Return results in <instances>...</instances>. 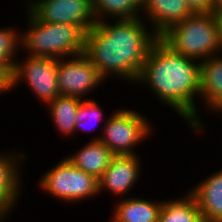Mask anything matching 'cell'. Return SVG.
I'll return each instance as SVG.
<instances>
[{
	"label": "cell",
	"mask_w": 222,
	"mask_h": 222,
	"mask_svg": "<svg viewBox=\"0 0 222 222\" xmlns=\"http://www.w3.org/2000/svg\"><path fill=\"white\" fill-rule=\"evenodd\" d=\"M143 18L105 20L85 33L84 54L107 80L108 76L136 83L152 44L159 38Z\"/></svg>",
	"instance_id": "1"
},
{
	"label": "cell",
	"mask_w": 222,
	"mask_h": 222,
	"mask_svg": "<svg viewBox=\"0 0 222 222\" xmlns=\"http://www.w3.org/2000/svg\"><path fill=\"white\" fill-rule=\"evenodd\" d=\"M136 82L148 84L157 100L174 109L193 131L204 129L194 96L200 95L199 61L174 52L158 38L152 44Z\"/></svg>",
	"instance_id": "2"
},
{
	"label": "cell",
	"mask_w": 222,
	"mask_h": 222,
	"mask_svg": "<svg viewBox=\"0 0 222 222\" xmlns=\"http://www.w3.org/2000/svg\"><path fill=\"white\" fill-rule=\"evenodd\" d=\"M159 38L174 52L199 62L222 53L221 26L215 12L193 13Z\"/></svg>",
	"instance_id": "3"
},
{
	"label": "cell",
	"mask_w": 222,
	"mask_h": 222,
	"mask_svg": "<svg viewBox=\"0 0 222 222\" xmlns=\"http://www.w3.org/2000/svg\"><path fill=\"white\" fill-rule=\"evenodd\" d=\"M27 13L28 29L20 34V47L28 56L61 59L84 54L85 32L79 26L41 22Z\"/></svg>",
	"instance_id": "4"
},
{
	"label": "cell",
	"mask_w": 222,
	"mask_h": 222,
	"mask_svg": "<svg viewBox=\"0 0 222 222\" xmlns=\"http://www.w3.org/2000/svg\"><path fill=\"white\" fill-rule=\"evenodd\" d=\"M45 193L64 202H80L99 194L98 179L74 166L66 157L40 178Z\"/></svg>",
	"instance_id": "5"
},
{
	"label": "cell",
	"mask_w": 222,
	"mask_h": 222,
	"mask_svg": "<svg viewBox=\"0 0 222 222\" xmlns=\"http://www.w3.org/2000/svg\"><path fill=\"white\" fill-rule=\"evenodd\" d=\"M104 123L103 135L92 140H100L115 156L136 155L135 146L149 138L152 131L150 122L131 109L113 111Z\"/></svg>",
	"instance_id": "6"
},
{
	"label": "cell",
	"mask_w": 222,
	"mask_h": 222,
	"mask_svg": "<svg viewBox=\"0 0 222 222\" xmlns=\"http://www.w3.org/2000/svg\"><path fill=\"white\" fill-rule=\"evenodd\" d=\"M58 59L52 57H31L27 55L24 62L15 63L13 69V88L25 82L32 93L47 105L60 95L57 85Z\"/></svg>",
	"instance_id": "7"
},
{
	"label": "cell",
	"mask_w": 222,
	"mask_h": 222,
	"mask_svg": "<svg viewBox=\"0 0 222 222\" xmlns=\"http://www.w3.org/2000/svg\"><path fill=\"white\" fill-rule=\"evenodd\" d=\"M26 4L41 22L76 25L85 33L96 24L91 0H28Z\"/></svg>",
	"instance_id": "8"
},
{
	"label": "cell",
	"mask_w": 222,
	"mask_h": 222,
	"mask_svg": "<svg viewBox=\"0 0 222 222\" xmlns=\"http://www.w3.org/2000/svg\"><path fill=\"white\" fill-rule=\"evenodd\" d=\"M104 80L85 54L67 60L58 59L57 85L60 95L83 99L87 92L98 87Z\"/></svg>",
	"instance_id": "9"
},
{
	"label": "cell",
	"mask_w": 222,
	"mask_h": 222,
	"mask_svg": "<svg viewBox=\"0 0 222 222\" xmlns=\"http://www.w3.org/2000/svg\"><path fill=\"white\" fill-rule=\"evenodd\" d=\"M140 164L137 154L114 156L109 167L98 179L99 193L105 189L115 196L129 192L140 176Z\"/></svg>",
	"instance_id": "10"
},
{
	"label": "cell",
	"mask_w": 222,
	"mask_h": 222,
	"mask_svg": "<svg viewBox=\"0 0 222 222\" xmlns=\"http://www.w3.org/2000/svg\"><path fill=\"white\" fill-rule=\"evenodd\" d=\"M8 153H0V217H8L18 203L22 182L19 170L21 162L27 158L21 152Z\"/></svg>",
	"instance_id": "11"
},
{
	"label": "cell",
	"mask_w": 222,
	"mask_h": 222,
	"mask_svg": "<svg viewBox=\"0 0 222 222\" xmlns=\"http://www.w3.org/2000/svg\"><path fill=\"white\" fill-rule=\"evenodd\" d=\"M204 222H222V170L211 174L189 191Z\"/></svg>",
	"instance_id": "12"
},
{
	"label": "cell",
	"mask_w": 222,
	"mask_h": 222,
	"mask_svg": "<svg viewBox=\"0 0 222 222\" xmlns=\"http://www.w3.org/2000/svg\"><path fill=\"white\" fill-rule=\"evenodd\" d=\"M146 22H150L151 29L160 36L170 26L189 17L193 12L186 0H153L144 10ZM148 16V17H147Z\"/></svg>",
	"instance_id": "13"
},
{
	"label": "cell",
	"mask_w": 222,
	"mask_h": 222,
	"mask_svg": "<svg viewBox=\"0 0 222 222\" xmlns=\"http://www.w3.org/2000/svg\"><path fill=\"white\" fill-rule=\"evenodd\" d=\"M205 108L222 113V54L200 62V95Z\"/></svg>",
	"instance_id": "14"
},
{
	"label": "cell",
	"mask_w": 222,
	"mask_h": 222,
	"mask_svg": "<svg viewBox=\"0 0 222 222\" xmlns=\"http://www.w3.org/2000/svg\"><path fill=\"white\" fill-rule=\"evenodd\" d=\"M115 155L100 140H90L76 154L66 158L77 168L99 179Z\"/></svg>",
	"instance_id": "15"
},
{
	"label": "cell",
	"mask_w": 222,
	"mask_h": 222,
	"mask_svg": "<svg viewBox=\"0 0 222 222\" xmlns=\"http://www.w3.org/2000/svg\"><path fill=\"white\" fill-rule=\"evenodd\" d=\"M162 205L163 201L126 197L113 208V217L120 222H158Z\"/></svg>",
	"instance_id": "16"
},
{
	"label": "cell",
	"mask_w": 222,
	"mask_h": 222,
	"mask_svg": "<svg viewBox=\"0 0 222 222\" xmlns=\"http://www.w3.org/2000/svg\"><path fill=\"white\" fill-rule=\"evenodd\" d=\"M186 195L163 200L158 222H204L195 197L190 192Z\"/></svg>",
	"instance_id": "17"
},
{
	"label": "cell",
	"mask_w": 222,
	"mask_h": 222,
	"mask_svg": "<svg viewBox=\"0 0 222 222\" xmlns=\"http://www.w3.org/2000/svg\"><path fill=\"white\" fill-rule=\"evenodd\" d=\"M81 102L82 99L78 97L59 95L47 104L51 111L52 122L62 135L71 136L74 133L76 116Z\"/></svg>",
	"instance_id": "18"
},
{
	"label": "cell",
	"mask_w": 222,
	"mask_h": 222,
	"mask_svg": "<svg viewBox=\"0 0 222 222\" xmlns=\"http://www.w3.org/2000/svg\"><path fill=\"white\" fill-rule=\"evenodd\" d=\"M91 8L96 22L104 20V16L114 20L143 17L138 0H91Z\"/></svg>",
	"instance_id": "19"
},
{
	"label": "cell",
	"mask_w": 222,
	"mask_h": 222,
	"mask_svg": "<svg viewBox=\"0 0 222 222\" xmlns=\"http://www.w3.org/2000/svg\"><path fill=\"white\" fill-rule=\"evenodd\" d=\"M20 33L13 28H0V62H6L12 69L15 67L19 47ZM18 49V50H17Z\"/></svg>",
	"instance_id": "20"
},
{
	"label": "cell",
	"mask_w": 222,
	"mask_h": 222,
	"mask_svg": "<svg viewBox=\"0 0 222 222\" xmlns=\"http://www.w3.org/2000/svg\"><path fill=\"white\" fill-rule=\"evenodd\" d=\"M99 105L100 104H98L94 99L93 100L92 99L91 100L90 99L82 100V102L79 105L78 113L76 116L74 135L80 129H83V127L89 129L90 127L86 126L85 125L86 123H89V122L91 123V121L93 123V121H94L93 124H96L97 122L102 120L101 118L103 117V113H102L103 110ZM91 130H92V128H91Z\"/></svg>",
	"instance_id": "21"
},
{
	"label": "cell",
	"mask_w": 222,
	"mask_h": 222,
	"mask_svg": "<svg viewBox=\"0 0 222 222\" xmlns=\"http://www.w3.org/2000/svg\"><path fill=\"white\" fill-rule=\"evenodd\" d=\"M13 88V69L6 63L0 62V94Z\"/></svg>",
	"instance_id": "22"
},
{
	"label": "cell",
	"mask_w": 222,
	"mask_h": 222,
	"mask_svg": "<svg viewBox=\"0 0 222 222\" xmlns=\"http://www.w3.org/2000/svg\"><path fill=\"white\" fill-rule=\"evenodd\" d=\"M193 13L214 12L215 0H186Z\"/></svg>",
	"instance_id": "23"
},
{
	"label": "cell",
	"mask_w": 222,
	"mask_h": 222,
	"mask_svg": "<svg viewBox=\"0 0 222 222\" xmlns=\"http://www.w3.org/2000/svg\"><path fill=\"white\" fill-rule=\"evenodd\" d=\"M214 12L218 15L222 13V0H215Z\"/></svg>",
	"instance_id": "24"
},
{
	"label": "cell",
	"mask_w": 222,
	"mask_h": 222,
	"mask_svg": "<svg viewBox=\"0 0 222 222\" xmlns=\"http://www.w3.org/2000/svg\"><path fill=\"white\" fill-rule=\"evenodd\" d=\"M153 0H138L142 10H144Z\"/></svg>",
	"instance_id": "25"
},
{
	"label": "cell",
	"mask_w": 222,
	"mask_h": 222,
	"mask_svg": "<svg viewBox=\"0 0 222 222\" xmlns=\"http://www.w3.org/2000/svg\"><path fill=\"white\" fill-rule=\"evenodd\" d=\"M218 17H219L220 26H221V41H222V13H219Z\"/></svg>",
	"instance_id": "26"
},
{
	"label": "cell",
	"mask_w": 222,
	"mask_h": 222,
	"mask_svg": "<svg viewBox=\"0 0 222 222\" xmlns=\"http://www.w3.org/2000/svg\"><path fill=\"white\" fill-rule=\"evenodd\" d=\"M110 222H120V221H117V220L112 216V219L110 220Z\"/></svg>",
	"instance_id": "27"
},
{
	"label": "cell",
	"mask_w": 222,
	"mask_h": 222,
	"mask_svg": "<svg viewBox=\"0 0 222 222\" xmlns=\"http://www.w3.org/2000/svg\"><path fill=\"white\" fill-rule=\"evenodd\" d=\"M5 218H6V217H0V222H5V221H4Z\"/></svg>",
	"instance_id": "28"
}]
</instances>
